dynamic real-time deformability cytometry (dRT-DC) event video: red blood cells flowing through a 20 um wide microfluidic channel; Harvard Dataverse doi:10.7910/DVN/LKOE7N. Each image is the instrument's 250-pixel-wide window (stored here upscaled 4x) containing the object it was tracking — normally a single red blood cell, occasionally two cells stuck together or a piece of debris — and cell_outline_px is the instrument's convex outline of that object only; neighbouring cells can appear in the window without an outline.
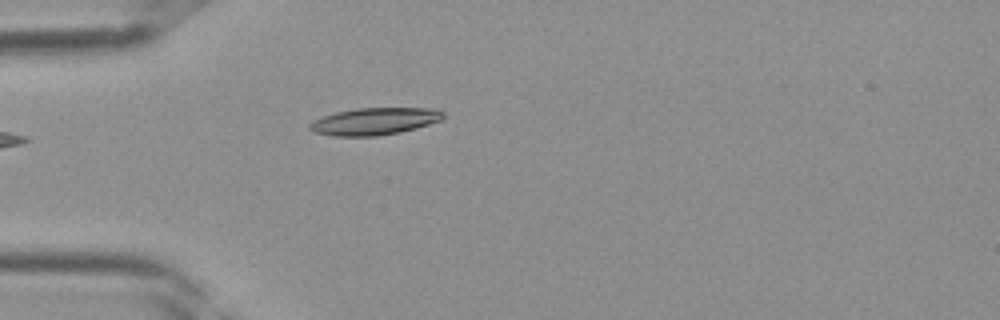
{"species": "Egyptian fruit bat (a non-hibernating species)", "species_latin": "Rousettus aegyptiacus", "temperature_condition": "room temperature", "stored_images_in_passage": 28, "camera_frame_rate_fps": 3000, "um_per_image_px": 0.085, "frame": {"image": 1, "passage_image": 1, "time_ms": 0.0, "image_size_px": [1000, 320], "cell_outline_px": [[444, 116], [440, 120], [416, 128], [400, 132], [376, 136], [332, 136], [316, 132], [308, 128], [308, 124], [312, 120], [336, 112], [356, 108], [440, 108], [444, 112]], "centroid_in_image_um": [31.83, 10.3], "position_along_channel_um": 53.2, "area_um2": 21.15}}
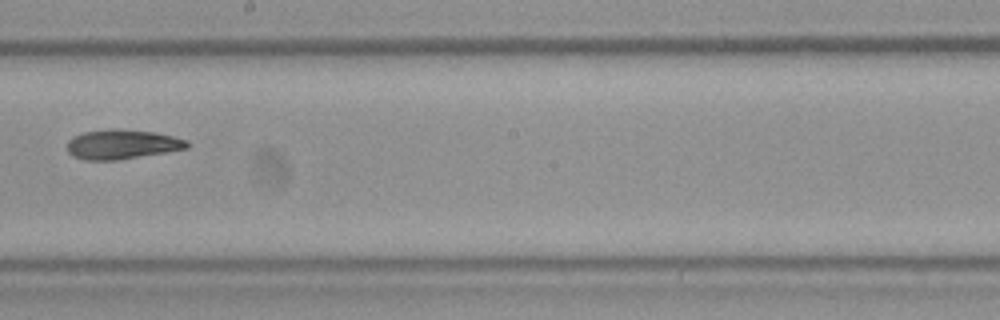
{"frame": {"image": 2, "passage_image": 12, "time_ms": 3.667, "image_size_px": [1000, 320], "cell_outline_px": [[188, 148], [168, 152], [120, 160], [84, 160], [72, 156], [68, 152], [68, 140], [72, 136], [84, 132], [108, 128], [120, 128], [152, 132], [172, 136], [188, 140]], "centroid_in_image_um": [10.36, 12.27], "position_along_channel_um": 237.8, "area_um2": 20.92}}
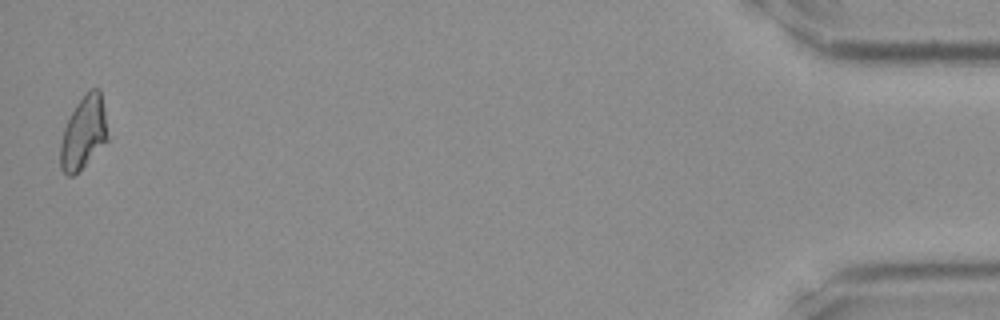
{"frame": {"image": 3, "passage_image": 28, "time_ms": 9.0, "image_size_px": [1000, 320], "cell_outline_px": [[108, 140], [72, 176], [68, 176], [60, 168], [60, 144], [64, 128], [76, 104], [84, 92], [92, 88], [100, 88], [104, 108], [108, 136]], "centroid_in_image_um": [7.1, 11.23], "position_along_channel_um": 428.1, "area_um2": 19.83}}